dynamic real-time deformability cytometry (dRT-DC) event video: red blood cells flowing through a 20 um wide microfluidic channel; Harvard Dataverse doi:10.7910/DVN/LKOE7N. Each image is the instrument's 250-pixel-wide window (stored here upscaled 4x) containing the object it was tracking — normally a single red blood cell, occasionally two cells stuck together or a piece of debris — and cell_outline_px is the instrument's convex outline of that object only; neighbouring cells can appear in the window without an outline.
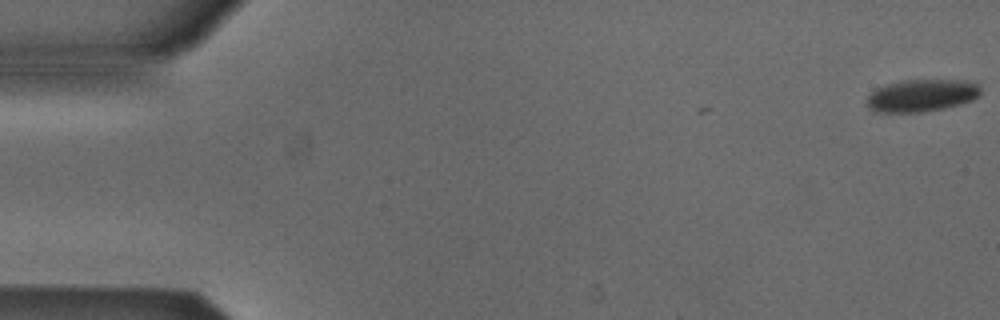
{"species": "Egyptian fruit bat (a non-hibernating species)", "species_latin": "Rousettus aegyptiacus", "temperature_condition": "cold", "stored_images_in_passage": 7, "camera_frame_rate_fps": 3000, "um_per_image_px": 0.085, "animal": {"sex": "male"}, "frame": {"image": 1, "passage_image": 1, "time_ms": 0.0, "image_size_px": [1000, 320], "cell_outline_px": [[980, 96], [972, 100], [960, 104], [944, 108], [920, 112], [872, 112], [868, 108], [868, 96], [876, 88], [888, 84], [904, 80], [956, 80], [976, 84], [980, 88]], "centroid_in_image_um": [78.31, 8.13], "position_along_channel_um": 6.7, "area_um2": 21.21}}